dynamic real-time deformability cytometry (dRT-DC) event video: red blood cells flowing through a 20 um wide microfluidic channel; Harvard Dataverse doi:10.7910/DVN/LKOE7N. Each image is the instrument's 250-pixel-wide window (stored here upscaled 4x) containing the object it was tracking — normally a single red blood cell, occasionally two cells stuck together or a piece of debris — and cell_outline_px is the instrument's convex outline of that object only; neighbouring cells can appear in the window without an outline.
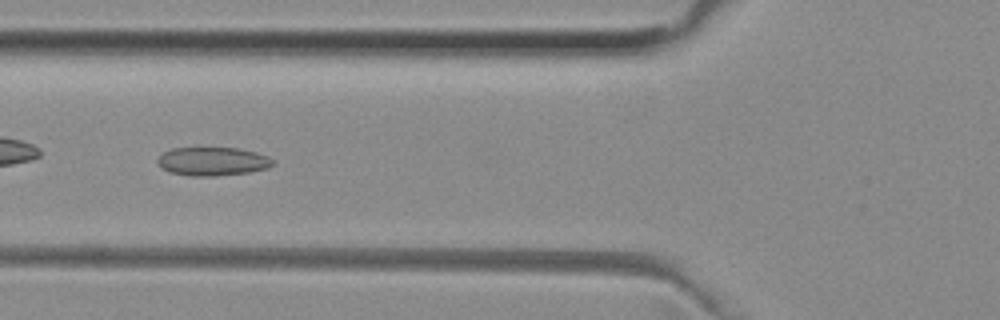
{"species": "common noctule bat (a hibernating species)", "species_latin": "Nyctalus noctula", "temperature_condition": "room temperature", "stored_images_in_passage": 37, "camera_frame_rate_fps": 3000, "um_per_image_px": 0.085, "animal": {"sex": "female", "body_mass_g": 29.2, "forearm_length_mm": 56.3}, "frame": {"image": 1, "passage_image": 5, "time_ms": 1.333, "image_size_px": [1000, 320], "cell_outline_px": [[276, 164], [268, 168], [248, 172], [216, 176], [188, 176], [168, 172], [160, 168], [156, 160], [164, 152], [172, 148], [236, 148], [256, 152], [268, 156]], "centroid_in_image_um": [18.05, 13.73], "position_along_channel_um": 107.8, "area_um2": 19.31}}
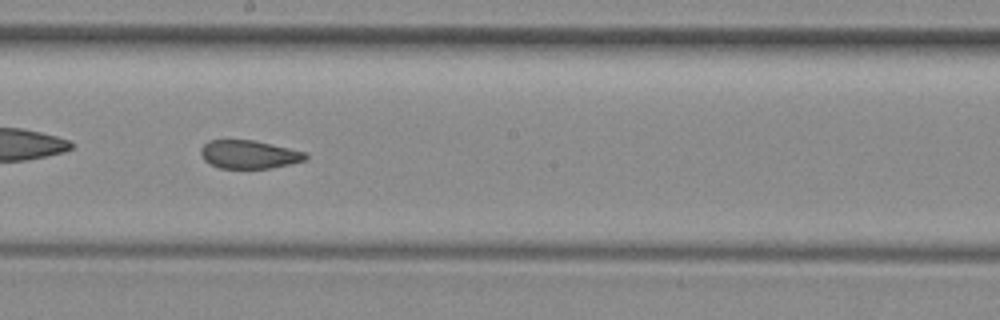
{"frame": {"image": 2, "passage_image": 14, "time_ms": 4.333, "image_size_px": [1000, 320], "cell_outline_px": [[308, 156], [304, 160], [272, 168], [220, 168], [204, 160], [200, 152], [200, 148], [208, 140], [252, 140], [308, 152]], "centroid_in_image_um": [21.16, 13.12], "position_along_channel_um": 227.0, "area_um2": 17.17}}
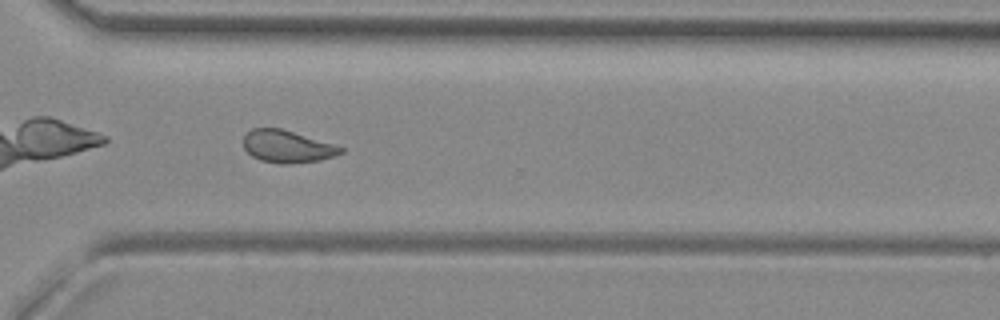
{"frame": {"image": 3, "passage_image": 23, "time_ms": 7.333, "image_size_px": [1000, 320], "cell_outline_px": [[344, 152], [336, 156], [320, 160], [292, 164], [280, 164], [260, 160], [252, 156], [244, 148], [244, 136], [252, 128], [280, 128], [336, 144], [344, 148]], "centroid_in_image_um": [24.45, 12.46], "position_along_channel_um": 346.1, "area_um2": 18.5}, "authors_computed_cell_mechanics": {"area_um2": 18.7272, "velocity_mm_per_s": 3.9758, "shape_relaxation_time_tau1_ms": null, "shape_relaxation_time_tau2_ms": 2.0863, "deformation_change_tau1": null, "deformation_change_tau2": 0.0785}}